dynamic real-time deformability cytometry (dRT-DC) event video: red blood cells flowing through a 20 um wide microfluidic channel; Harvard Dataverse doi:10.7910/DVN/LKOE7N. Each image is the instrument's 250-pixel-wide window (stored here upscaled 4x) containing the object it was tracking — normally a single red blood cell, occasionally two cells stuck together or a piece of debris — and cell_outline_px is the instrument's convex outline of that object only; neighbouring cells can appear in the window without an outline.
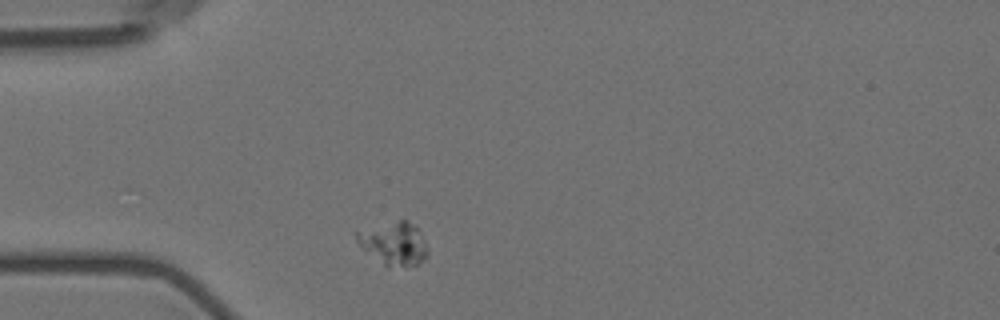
{"species": "Egyptian fruit bat (a non-hibernating species)", "species_latin": "Rousettus aegyptiacus", "temperature_condition": "room temperature", "stored_images_in_passage": 1, "camera_frame_rate_fps": 3000, "um_per_image_px": 0.085, "animal": {"sex": "female"}, "frame": {"image": 1, "passage_image": 1, "time_ms": 0.0, "image_size_px": [1000, 320], "cell_outline_px": [[428, 256], [416, 264], [388, 268], [364, 248], [356, 240], [356, 232], [400, 220], [408, 220], [420, 232], [428, 248]], "centroid_in_image_um": [33.53, 20.71], "position_along_channel_um": 51.5, "area_um2": 17.17}}